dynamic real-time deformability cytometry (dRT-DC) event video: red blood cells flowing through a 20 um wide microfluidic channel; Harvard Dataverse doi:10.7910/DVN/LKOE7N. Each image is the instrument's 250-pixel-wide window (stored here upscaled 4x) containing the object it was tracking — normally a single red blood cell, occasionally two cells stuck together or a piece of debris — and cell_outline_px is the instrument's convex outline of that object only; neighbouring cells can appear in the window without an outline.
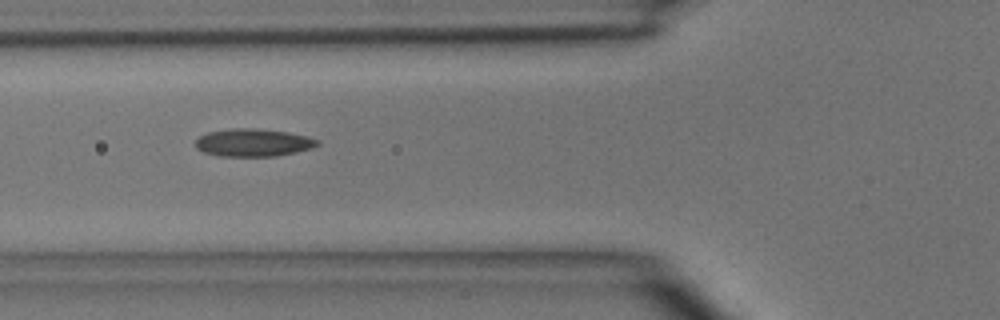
{"species": "common noctule bat (a hibernating species)", "species_latin": "Nyctalus noctula", "temperature_condition": "room temperature", "stored_images_in_passage": 7, "camera_frame_rate_fps": 3000, "um_per_image_px": 0.085, "animal": {"sex": "male", "body_mass_g": 15.6}, "frame": {"image": 1, "passage_image": 6, "time_ms": 6.667, "image_size_px": [1000, 320], "cell_outline_px": [[320, 144], [312, 148], [296, 152], [276, 156], [220, 156], [204, 152], [196, 148], [196, 140], [200, 136], [208, 132], [232, 128], [256, 128], [288, 132], [308, 136], [320, 140]], "centroid_in_image_um": [21.56, 12.12], "position_along_channel_um": 104.2, "area_um2": 19.77}}
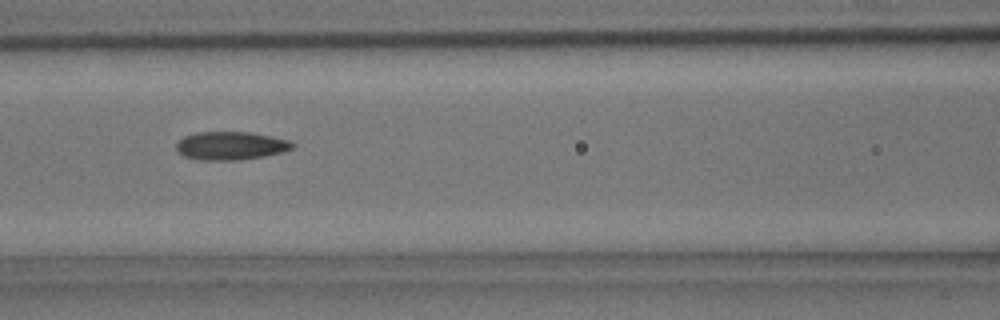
{"frame": {"image": 2, "passage_image": 7, "time_ms": 7.667, "image_size_px": [1000, 320], "cell_outline_px": [[296, 144], [292, 148], [284, 152], [264, 156], [236, 160], [196, 160], [184, 156], [176, 148], [176, 144], [184, 136], [196, 132], [252, 132], [288, 140]], "centroid_in_image_um": [19.61, 12.39], "position_along_channel_um": 147.0, "area_um2": 19.13}}